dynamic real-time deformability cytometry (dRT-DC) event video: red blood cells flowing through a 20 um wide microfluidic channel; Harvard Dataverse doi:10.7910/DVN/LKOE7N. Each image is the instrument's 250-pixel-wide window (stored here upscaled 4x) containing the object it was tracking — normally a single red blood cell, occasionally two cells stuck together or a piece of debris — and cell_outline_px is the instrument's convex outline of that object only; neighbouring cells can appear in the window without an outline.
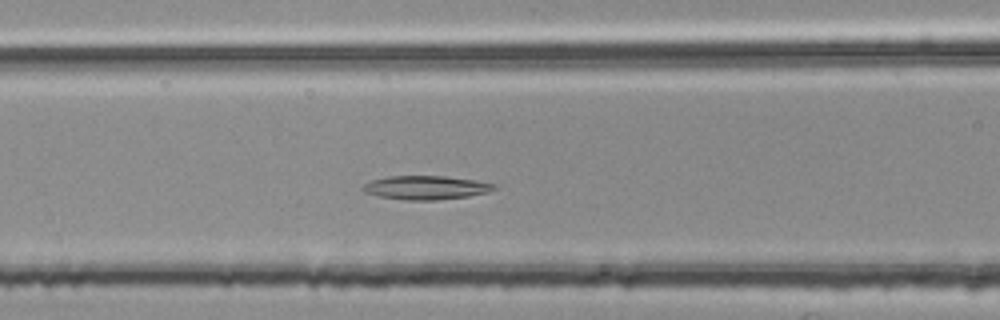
{"species": "common noctule bat (a hibernating species)", "species_latin": "Nyctalus noctula", "temperature_condition": "room temperature", "stored_images_in_passage": 41, "camera_frame_rate_fps": 3000, "um_per_image_px": 0.085, "animal": {"sex": "female", "body_mass_g": 25.1}, "frame": {"image": 1, "passage_image": 18, "time_ms": 5.667, "image_size_px": [1000, 320], "cell_outline_px": [[496, 188], [488, 192], [468, 196], [436, 200], [404, 200], [376, 196], [364, 192], [360, 188], [364, 184], [372, 180], [388, 176], [444, 176], [476, 180], [496, 184]], "centroid_in_image_um": [36.17, 15.95], "position_along_channel_um": 130.4, "area_um2": 18.26}}
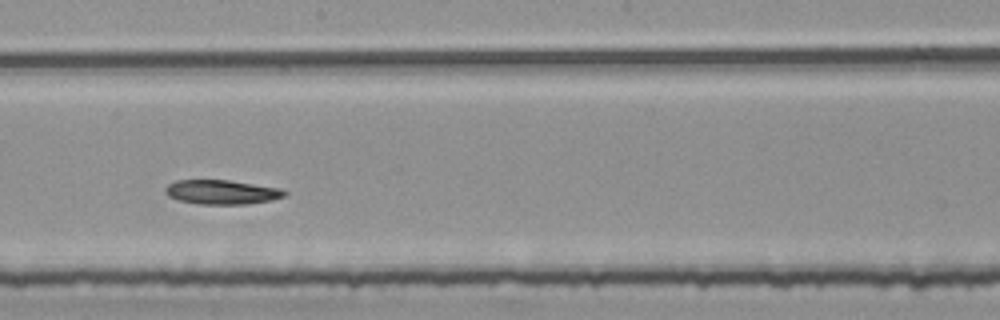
{"frame": {"image": 2, "passage_image": 26, "time_ms": 8.333, "image_size_px": [1000, 320], "cell_outline_px": [[288, 192], [284, 196], [272, 200], [244, 204], [196, 204], [176, 200], [168, 196], [164, 192], [164, 188], [168, 184], [176, 180], [228, 180], [280, 188]], "centroid_in_image_um": [18.8, 16.33], "position_along_channel_um": 229.4, "area_um2": 16.99}}
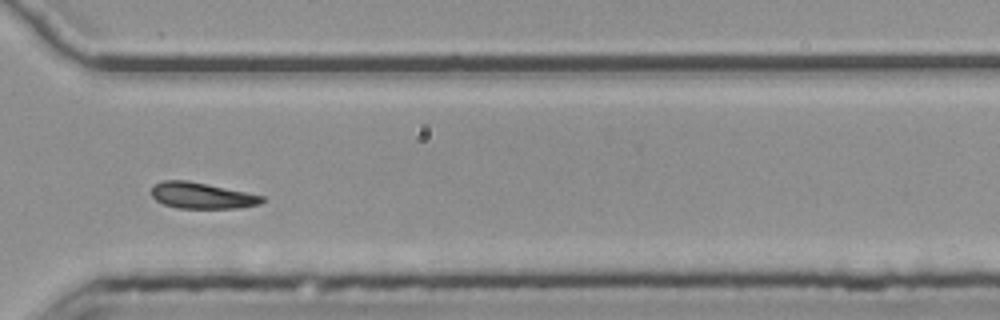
{"frame": {"image": 3, "passage_image": 36, "time_ms": 11.667, "image_size_px": [1000, 320], "cell_outline_px": [[264, 200], [260, 204], [240, 208], [176, 208], [164, 204], [156, 200], [152, 196], [152, 184], [164, 180], [188, 180], [264, 196]], "centroid_in_image_um": [17.13, 16.62], "position_along_channel_um": 353.5, "area_um2": 16.82}}